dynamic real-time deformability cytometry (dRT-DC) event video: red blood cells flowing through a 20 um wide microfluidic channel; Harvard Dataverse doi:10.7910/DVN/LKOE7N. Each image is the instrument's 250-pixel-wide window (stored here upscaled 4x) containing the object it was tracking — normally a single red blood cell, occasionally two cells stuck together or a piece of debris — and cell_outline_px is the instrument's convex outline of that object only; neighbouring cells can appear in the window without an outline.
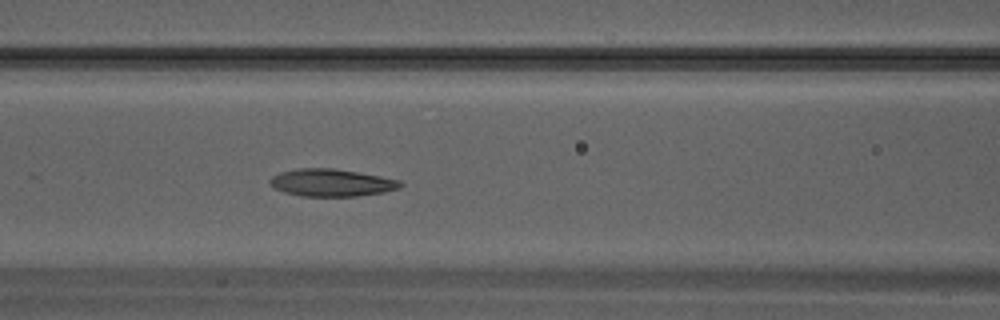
{"species": "Egyptian fruit bat (a non-hibernating species)", "species_latin": "Rousettus aegyptiacus", "temperature_condition": "warm", "stored_images_in_passage": 22, "camera_frame_rate_fps": 3000, "um_per_image_px": 0.085, "animal": {"sex": "male"}, "frame": {"image": 1, "passage_image": 7, "time_ms": 2.0, "image_size_px": [1000, 320], "cell_outline_px": [[404, 184], [400, 188], [384, 192], [356, 196], [300, 196], [284, 192], [268, 184], [268, 180], [272, 176], [280, 172], [300, 168], [332, 168], [380, 176], [400, 180]], "centroid_in_image_um": [28.16, 15.53], "position_along_channel_um": 138.4, "area_um2": 20.81}}